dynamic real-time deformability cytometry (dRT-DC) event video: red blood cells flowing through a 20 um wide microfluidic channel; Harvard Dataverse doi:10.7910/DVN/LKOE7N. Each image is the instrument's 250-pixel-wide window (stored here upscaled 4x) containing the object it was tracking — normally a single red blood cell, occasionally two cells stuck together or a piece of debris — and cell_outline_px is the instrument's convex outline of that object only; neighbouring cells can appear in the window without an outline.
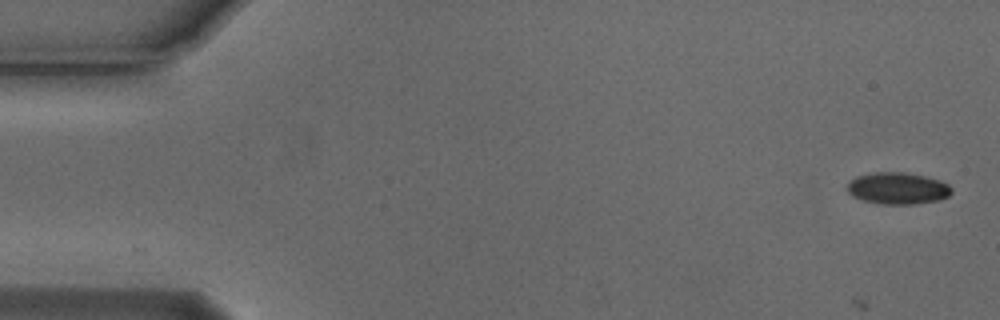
{"species": "Egyptian fruit bat (a non-hibernating species)", "species_latin": "Rousettus aegyptiacus", "temperature_condition": "cold", "stored_images_in_passage": 5, "camera_frame_rate_fps": 3000, "um_per_image_px": 0.085, "animal": {"sex": "male"}, "frame": {"image": 1, "passage_image": 1, "time_ms": 0.0, "image_size_px": [1000, 320], "cell_outline_px": [[952, 192], [948, 196], [940, 200], [916, 204], [880, 204], [860, 200], [852, 196], [848, 192], [848, 184], [856, 176], [872, 172], [904, 172], [924, 176], [940, 180], [948, 184], [952, 188]], "centroid_in_image_um": [76.31, 16.01], "position_along_channel_um": 8.7, "area_um2": 19.48}}